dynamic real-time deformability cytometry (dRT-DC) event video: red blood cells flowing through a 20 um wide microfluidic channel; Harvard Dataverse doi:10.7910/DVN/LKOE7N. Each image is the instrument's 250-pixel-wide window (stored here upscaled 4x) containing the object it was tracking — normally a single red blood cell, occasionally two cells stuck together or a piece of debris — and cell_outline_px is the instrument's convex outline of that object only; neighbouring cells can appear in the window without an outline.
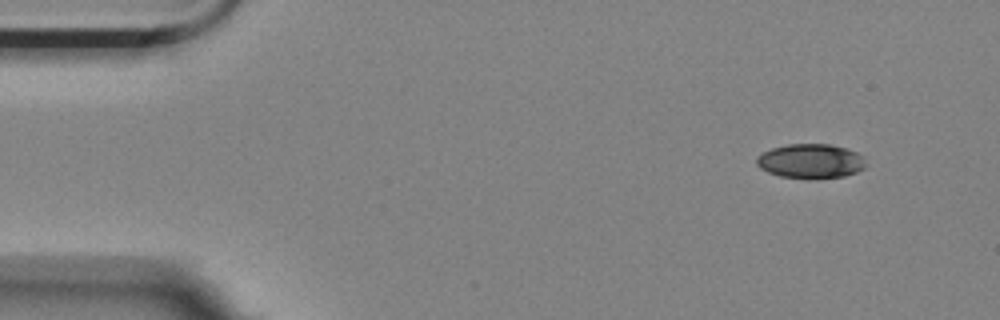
{"species": "Egyptian fruit bat (a non-hibernating species)", "species_latin": "Rousettus aegyptiacus", "temperature_condition": "room temperature", "stored_images_in_passage": 5, "camera_frame_rate_fps": 3000, "um_per_image_px": 0.085, "animal": {"sex": "female"}, "frame": {"image": 1, "passage_image": 1, "time_ms": 0.0, "image_size_px": [1000, 320], "cell_outline_px": [[868, 164], [864, 168], [856, 172], [844, 176], [816, 180], [808, 180], [780, 176], [768, 172], [760, 168], [756, 164], [756, 156], [772, 148], [788, 144], [832, 144], [856, 152], [864, 156]], "centroid_in_image_um": [68.93, 13.72], "position_along_channel_um": 16.1, "area_um2": 22.43}}
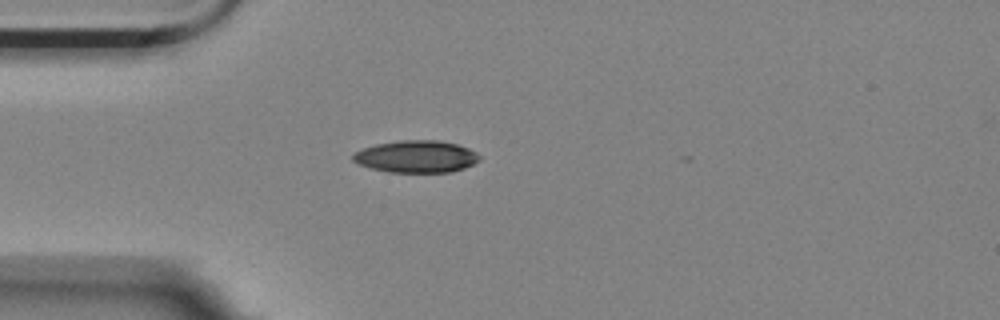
{"frame": {"image": 2, "passage_image": 4, "time_ms": 1.0, "image_size_px": [1000, 320], "cell_outline_px": [[480, 160], [464, 168], [452, 172], [388, 172], [372, 168], [360, 164], [352, 160], [352, 156], [356, 152], [364, 148], [376, 144], [400, 140], [436, 140], [456, 144], [468, 148], [476, 152], [480, 156]], "centroid_in_image_um": [35.4, 13.31], "position_along_channel_um": 49.6, "area_um2": 23.52}}